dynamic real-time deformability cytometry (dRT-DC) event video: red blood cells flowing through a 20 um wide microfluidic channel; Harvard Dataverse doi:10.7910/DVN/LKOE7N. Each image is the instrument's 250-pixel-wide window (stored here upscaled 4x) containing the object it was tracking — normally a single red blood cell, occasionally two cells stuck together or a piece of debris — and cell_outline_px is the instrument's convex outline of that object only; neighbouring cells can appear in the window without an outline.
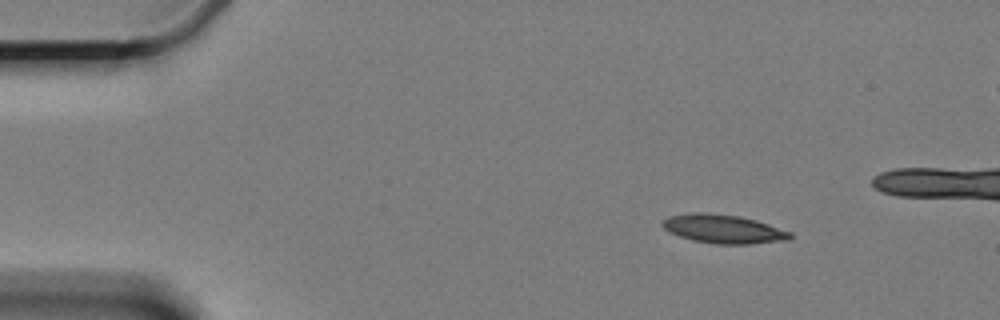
{"species": "Egyptian fruit bat (a non-hibernating species)", "species_latin": "Rousettus aegyptiacus", "temperature_condition": "cold", "stored_images_in_passage": 7, "segment_of_instrument_passage": [1, 2], "camera_frame_rate_fps": 3000, "um_per_image_px": 0.085, "animal": {"sex": "female"}, "frame": {"image": 1, "passage_image": 1, "time_ms": 0.0, "image_size_px": [1000, 320], "cell_outline_px": [[792, 236], [788, 240], [748, 244], [716, 244], [692, 240], [668, 232], [660, 224], [668, 216], [688, 212], [708, 212], [740, 216], [756, 220], [792, 232]], "centroid_in_image_um": [61.46, 19.45], "position_along_channel_um": 23.5, "area_um2": 21.56}}
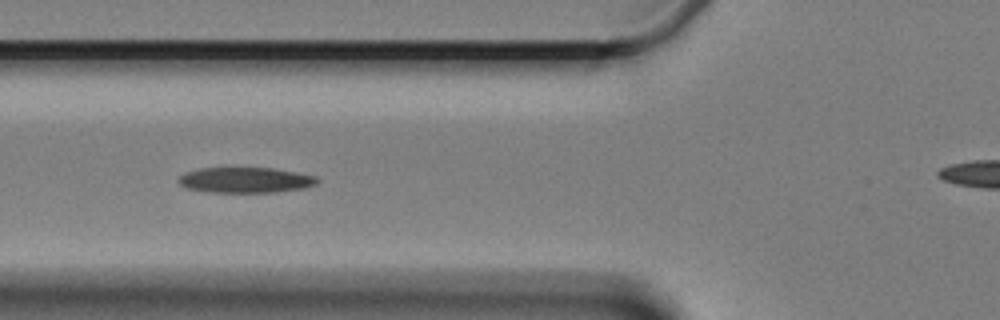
{"frame": {"image": 2, "passage_image": 5, "time_ms": 4.667, "image_size_px": [1000, 320], "cell_outline_px": [[320, 180], [316, 184], [304, 188], [276, 192], [208, 192], [184, 188], [176, 180], [184, 172], [200, 168], [232, 164], [272, 168], [296, 172], [316, 176]], "centroid_in_image_um": [20.79, 15.25], "position_along_channel_um": 105.0, "area_um2": 21.79}}
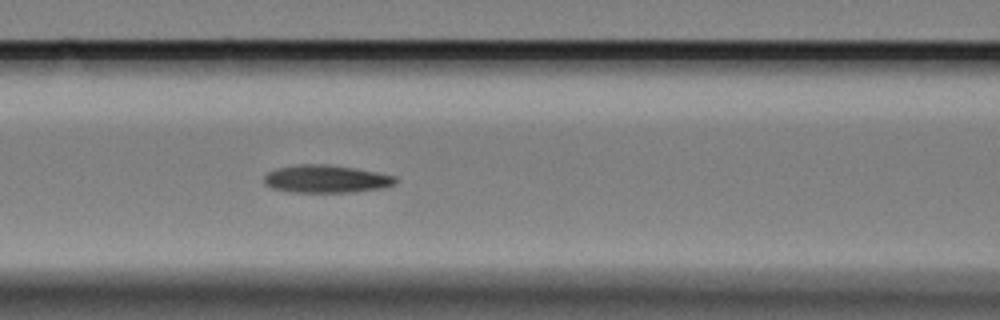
{"frame": {"image": 3, "passage_image": 6, "time_ms": 5.667, "image_size_px": [1000, 320], "cell_outline_px": [[400, 180], [396, 184], [384, 188], [352, 192], [288, 192], [272, 188], [264, 184], [264, 176], [268, 172], [276, 168], [296, 164], [324, 164], [356, 168], [396, 176]], "centroid_in_image_um": [27.74, 15.21], "position_along_channel_um": 138.9, "area_um2": 21.56}}